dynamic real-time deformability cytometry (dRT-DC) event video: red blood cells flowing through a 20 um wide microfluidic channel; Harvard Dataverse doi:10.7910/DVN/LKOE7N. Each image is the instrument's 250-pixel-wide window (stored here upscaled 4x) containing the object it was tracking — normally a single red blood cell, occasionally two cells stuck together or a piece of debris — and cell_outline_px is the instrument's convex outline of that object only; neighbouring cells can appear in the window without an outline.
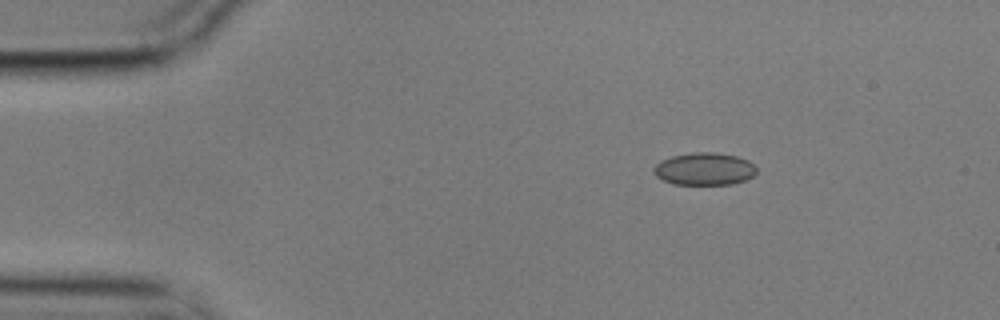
{"species": "common noctule bat (a hibernating species)", "species_latin": "Nyctalus noctula", "temperature_condition": "cold", "stored_images_in_passage": 48, "camera_frame_rate_fps": 3000, "um_per_image_px": 0.085, "animal": {"sex": "male", "body_mass_g": 17.9}, "frame": {"image": 1, "passage_image": 1, "time_ms": 0.0, "image_size_px": [1000, 320], "cell_outline_px": [[756, 172], [752, 176], [744, 180], [732, 184], [672, 184], [656, 176], [652, 168], [660, 160], [672, 156], [692, 152], [716, 152], [736, 156], [748, 160], [756, 168]], "centroid_in_image_um": [59.84, 14.35], "position_along_channel_um": 25.2, "area_um2": 19.42}}
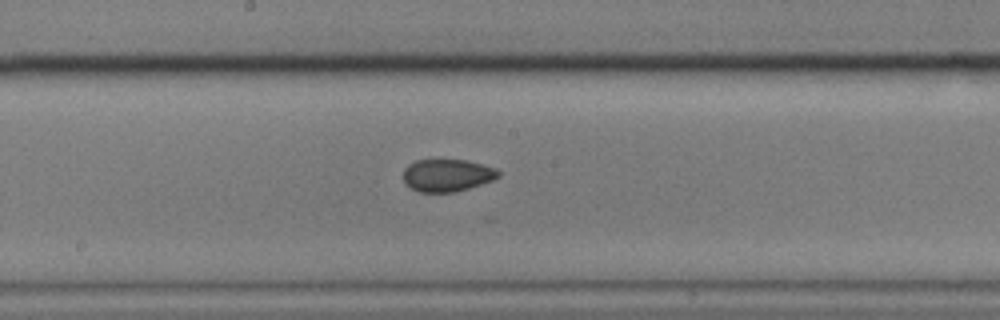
{"frame": {"image": 2, "passage_image": 22, "time_ms": 7.0, "image_size_px": [1000, 320], "cell_outline_px": [[500, 176], [492, 180], [468, 188], [452, 192], [420, 192], [404, 184], [404, 168], [408, 164], [416, 160], [468, 160], [484, 164], [496, 168], [500, 172]], "centroid_in_image_um": [38.01, 14.89], "position_along_channel_um": 210.2, "area_um2": 17.98}}
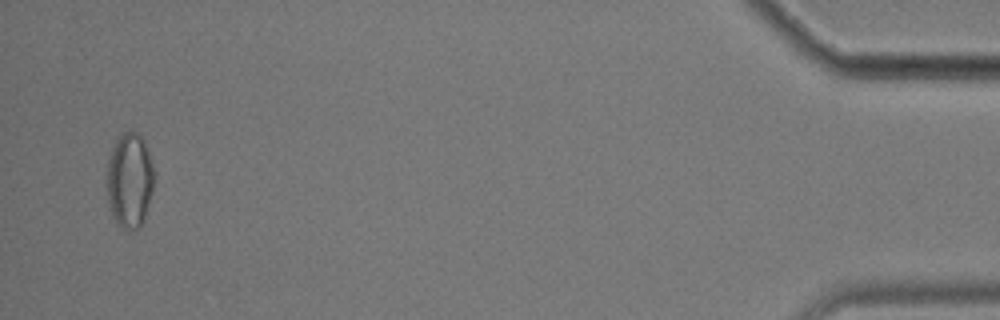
{"frame": {"image": 3, "passage_image": 47, "time_ms": 15.333, "image_size_px": [1000, 320], "cell_outline_px": [[156, 172], [152, 192], [144, 220], [140, 228], [120, 228], [112, 216], [108, 200], [108, 160], [112, 148], [120, 132], [136, 132], [144, 140]], "centroid_in_image_um": [11.05, 15.32], "position_along_channel_um": 424.2, "area_um2": 26.24}, "authors_computed_cell_mechanics": {"area_um2": 18.9584, "velocity_mm_per_s": 3.5528, "shape_relaxation_time_tau1_ms": null, "shape_relaxation_time_tau2_ms": 3.2275, "deformation_change_tau1": null, "deformation_change_tau2": 0.0618}}